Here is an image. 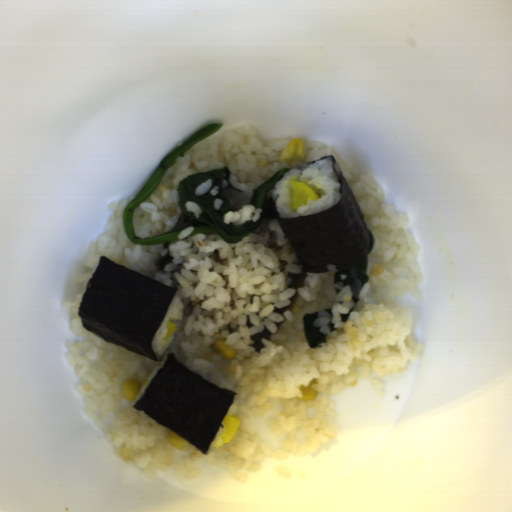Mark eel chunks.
Instances as JSON below:
<instances>
[{
    "instance_id": "eel-chunks-1",
    "label": "eel chunks",
    "mask_w": 512,
    "mask_h": 512,
    "mask_svg": "<svg viewBox=\"0 0 512 512\" xmlns=\"http://www.w3.org/2000/svg\"><path fill=\"white\" fill-rule=\"evenodd\" d=\"M308 276V271L302 268L300 273H288L290 282L287 284V289L298 290L304 287L305 281Z\"/></svg>"
},
{
    "instance_id": "eel-chunks-2",
    "label": "eel chunks",
    "mask_w": 512,
    "mask_h": 512,
    "mask_svg": "<svg viewBox=\"0 0 512 512\" xmlns=\"http://www.w3.org/2000/svg\"><path fill=\"white\" fill-rule=\"evenodd\" d=\"M272 333L266 326L262 332L250 336L252 344H249L250 348H253L256 352H260L264 348L262 339H266L268 342L271 340Z\"/></svg>"
},
{
    "instance_id": "eel-chunks-3",
    "label": "eel chunks",
    "mask_w": 512,
    "mask_h": 512,
    "mask_svg": "<svg viewBox=\"0 0 512 512\" xmlns=\"http://www.w3.org/2000/svg\"><path fill=\"white\" fill-rule=\"evenodd\" d=\"M173 258L170 253H165V255L159 256L155 260V266L162 272L165 271V268L172 264Z\"/></svg>"
},
{
    "instance_id": "eel-chunks-4",
    "label": "eel chunks",
    "mask_w": 512,
    "mask_h": 512,
    "mask_svg": "<svg viewBox=\"0 0 512 512\" xmlns=\"http://www.w3.org/2000/svg\"><path fill=\"white\" fill-rule=\"evenodd\" d=\"M299 296H300V294L295 292V294L290 297V305H288L285 308H276L275 307L274 310H273V313H278V314L284 315V313L286 311H292L294 306H295V304H296V302H297V300H298V298H299Z\"/></svg>"
},
{
    "instance_id": "eel-chunks-5",
    "label": "eel chunks",
    "mask_w": 512,
    "mask_h": 512,
    "mask_svg": "<svg viewBox=\"0 0 512 512\" xmlns=\"http://www.w3.org/2000/svg\"><path fill=\"white\" fill-rule=\"evenodd\" d=\"M191 218H189L188 216H186L185 214H181L180 217L178 218L177 222L175 223V225L173 226L172 229H177L181 226H183L186 222H188Z\"/></svg>"
},
{
    "instance_id": "eel-chunks-6",
    "label": "eel chunks",
    "mask_w": 512,
    "mask_h": 512,
    "mask_svg": "<svg viewBox=\"0 0 512 512\" xmlns=\"http://www.w3.org/2000/svg\"><path fill=\"white\" fill-rule=\"evenodd\" d=\"M273 189V188H272ZM272 189L270 191L267 192V194L265 195V198H266V202L270 199H274V195H273V192H272Z\"/></svg>"
}]
</instances>
